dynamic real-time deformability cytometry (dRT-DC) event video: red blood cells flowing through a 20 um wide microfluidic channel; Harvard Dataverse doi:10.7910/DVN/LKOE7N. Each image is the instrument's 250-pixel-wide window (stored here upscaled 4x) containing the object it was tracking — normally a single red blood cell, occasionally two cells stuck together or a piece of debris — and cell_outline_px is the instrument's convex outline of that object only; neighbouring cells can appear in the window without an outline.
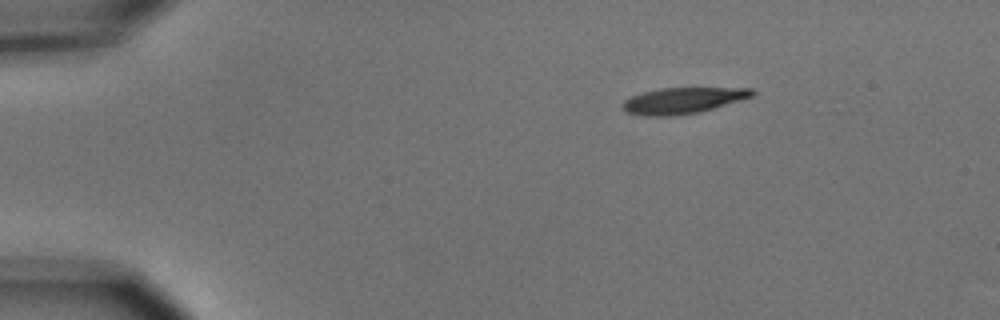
{"species": "common noctule bat (a hibernating species)", "species_latin": "Nyctalus noctula", "temperature_condition": "cold", "stored_images_in_passage": 3, "camera_frame_rate_fps": 3000, "um_per_image_px": 0.085, "animal": {"sex": "male", "body_mass_g": 15.6}, "frame": {"image": 1, "passage_image": 1, "time_ms": 0.0, "image_size_px": [1000, 320], "cell_outline_px": [[756, 92], [752, 96], [740, 100], [700, 112], [672, 116], [644, 116], [624, 112], [620, 104], [624, 100], [632, 96], [644, 92], [660, 88], [752, 88]], "centroid_in_image_um": [57.99, 8.55], "position_along_channel_um": 27.0, "area_um2": 19.71}}